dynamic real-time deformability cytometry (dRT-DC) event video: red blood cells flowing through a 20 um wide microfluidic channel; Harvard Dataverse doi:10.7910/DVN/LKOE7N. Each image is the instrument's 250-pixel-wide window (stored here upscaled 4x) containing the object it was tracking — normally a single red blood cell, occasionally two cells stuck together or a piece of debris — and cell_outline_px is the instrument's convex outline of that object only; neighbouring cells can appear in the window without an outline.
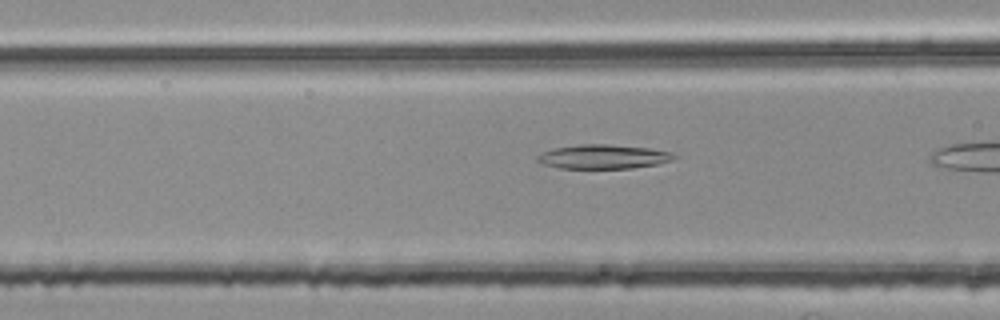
{"species": "common noctule bat (a hibernating species)", "species_latin": "Nyctalus noctula", "temperature_condition": "room temperature", "stored_images_in_passage": 8, "camera_frame_rate_fps": 3000, "um_per_image_px": 0.085, "animal": {"sex": "female", "body_mass_g": 25.1}, "frame": {"image": 1, "passage_image": 7, "time_ms": 2.0, "image_size_px": [1000, 320], "cell_outline_px": [[676, 156], [672, 160], [656, 164], [632, 168], [556, 168], [544, 164], [536, 160], [536, 156], [552, 148], [580, 144], [608, 144], [648, 148], [672, 152]], "centroid_in_image_um": [51.25, 13.31], "position_along_channel_um": 115.4, "area_um2": 19.19}}